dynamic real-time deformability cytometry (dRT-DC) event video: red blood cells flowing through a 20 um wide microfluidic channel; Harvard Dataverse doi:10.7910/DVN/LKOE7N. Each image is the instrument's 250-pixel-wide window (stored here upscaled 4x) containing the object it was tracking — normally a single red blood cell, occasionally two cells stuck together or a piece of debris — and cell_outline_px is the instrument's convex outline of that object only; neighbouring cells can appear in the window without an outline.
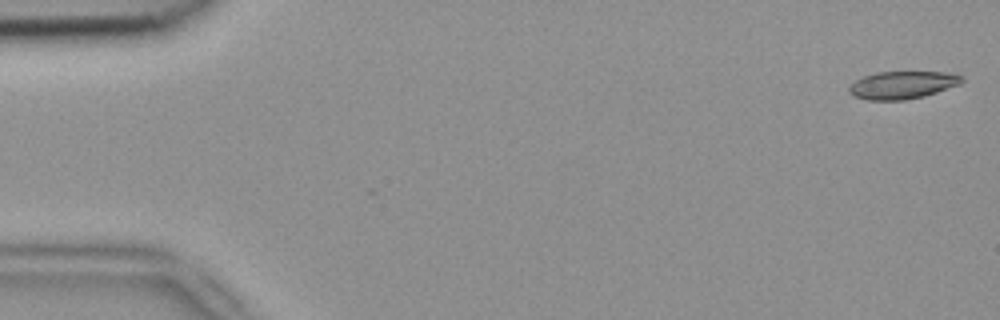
{"species": "common noctule bat (a hibernating species)", "species_latin": "Nyctalus noctula", "temperature_condition": "room temperature", "stored_images_in_passage": 6, "segment_of_instrument_passage": [1, 2], "camera_frame_rate_fps": 3000, "um_per_image_px": 0.085, "animal": {"sex": "female", "body_mass_g": 18.4}, "frame": {"image": 1, "passage_image": 1, "time_ms": 0.0, "image_size_px": [1000, 320], "cell_outline_px": [[964, 80], [960, 84], [924, 96], [904, 100], [868, 100], [852, 96], [848, 92], [848, 88], [856, 80], [864, 76], [876, 72], [956, 72], [964, 76]], "centroid_in_image_um": [76.73, 7.22], "position_along_channel_um": 8.3, "area_um2": 18.32}}
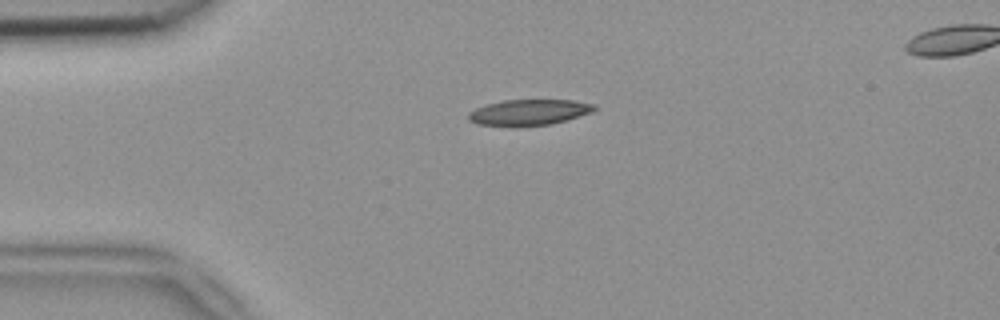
{"frame": {"image": 2, "passage_image": 4, "time_ms": 1.0, "image_size_px": [1000, 320], "cell_outline_px": [[596, 108], [592, 112], [552, 124], [476, 124], [468, 120], [468, 112], [476, 108], [488, 104], [504, 100], [572, 100], [596, 104]], "centroid_in_image_um": [45.0, 9.51], "position_along_channel_um": 40.0, "area_um2": 18.26}}